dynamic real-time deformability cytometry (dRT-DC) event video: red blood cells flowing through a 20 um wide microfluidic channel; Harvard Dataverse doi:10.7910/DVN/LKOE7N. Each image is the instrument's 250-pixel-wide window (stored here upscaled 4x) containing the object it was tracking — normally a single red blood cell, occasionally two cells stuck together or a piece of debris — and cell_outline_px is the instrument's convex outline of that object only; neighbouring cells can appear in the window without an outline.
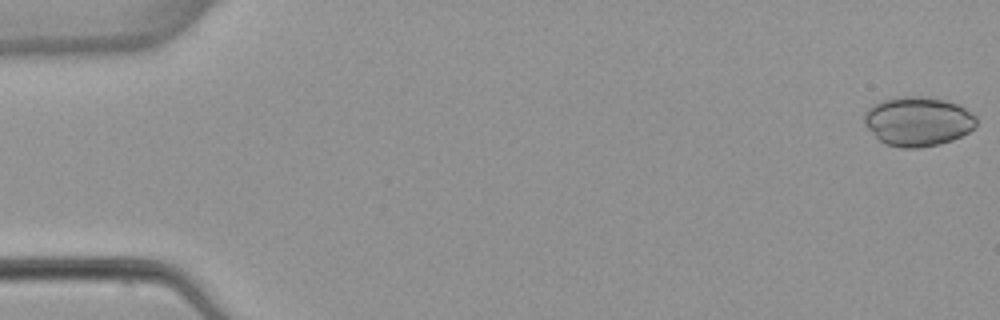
{"species": "common noctule bat (a hibernating species)", "species_latin": "Nyctalus noctula", "temperature_condition": "warm", "stored_images_in_passage": 5, "camera_frame_rate_fps": 3000, "um_per_image_px": 0.085, "animal": {"sex": "female", "body_mass_g": 22.7, "forearm_length_mm": 54.2}, "frame": {"image": 1, "passage_image": 1, "time_ms": 0.0, "image_size_px": [1000, 320], "cell_outline_px": [[976, 124], [968, 132], [952, 140], [940, 144], [920, 148], [900, 148], [884, 144], [864, 124], [864, 112], [872, 104], [884, 100], [904, 96], [924, 96], [944, 100], [960, 104], [972, 112], [976, 116]], "centroid_in_image_um": [78.02, 10.31], "position_along_channel_um": 7.0, "area_um2": 32.43}}
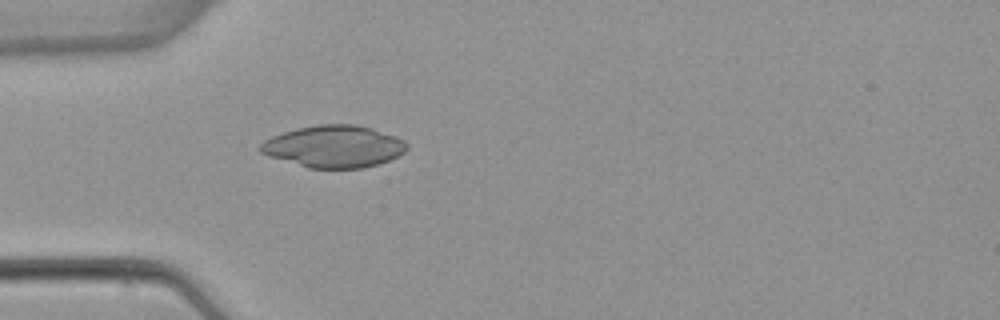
{"frame": {"image": 2, "passage_image": 5, "time_ms": 5.0, "image_size_px": [1000, 320], "cell_outline_px": [[408, 148], [404, 152], [380, 164], [364, 168], [308, 168], [268, 156], [260, 152], [256, 148], [264, 140], [272, 136], [296, 128], [320, 124], [356, 124], [372, 128], [396, 136], [404, 140], [408, 144]], "centroid_in_image_um": [28.37, 12.45], "position_along_channel_um": 56.6, "area_um2": 36.13}}